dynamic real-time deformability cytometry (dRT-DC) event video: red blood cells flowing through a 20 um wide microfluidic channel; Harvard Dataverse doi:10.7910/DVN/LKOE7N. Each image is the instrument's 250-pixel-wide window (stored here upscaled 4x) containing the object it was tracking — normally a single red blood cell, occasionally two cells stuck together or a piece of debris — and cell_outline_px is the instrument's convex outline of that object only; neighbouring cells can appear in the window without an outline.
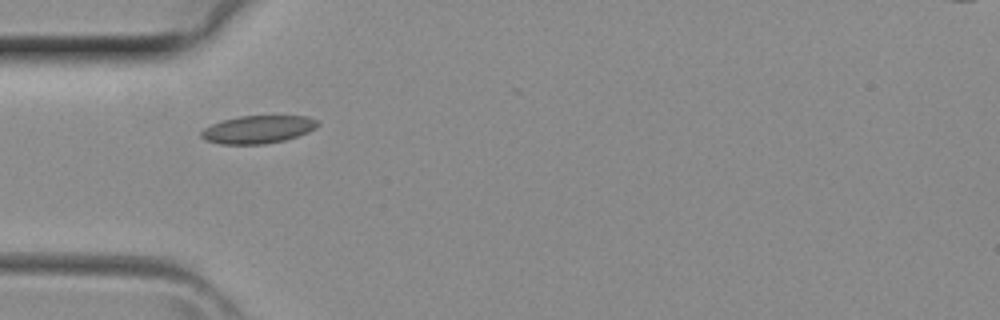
{"species": "common noctule bat (a hibernating species)", "species_latin": "Nyctalus noctula", "temperature_condition": "room temperature", "stored_images_in_passage": 4, "camera_frame_rate_fps": 3000, "um_per_image_px": 0.085, "animal": {"sex": "female", "body_mass_g": 29.2, "forearm_length_mm": 56.3}, "frame": {"image": 1, "passage_image": 3, "time_ms": 0.667, "image_size_px": [1000, 320], "cell_outline_px": [[320, 124], [316, 128], [308, 132], [284, 140], [264, 144], [220, 144], [204, 140], [200, 136], [200, 132], [204, 128], [220, 120], [240, 116], [308, 116], [316, 120]], "centroid_in_image_um": [21.89, 11.0], "position_along_channel_um": 63.1, "area_um2": 18.96}}
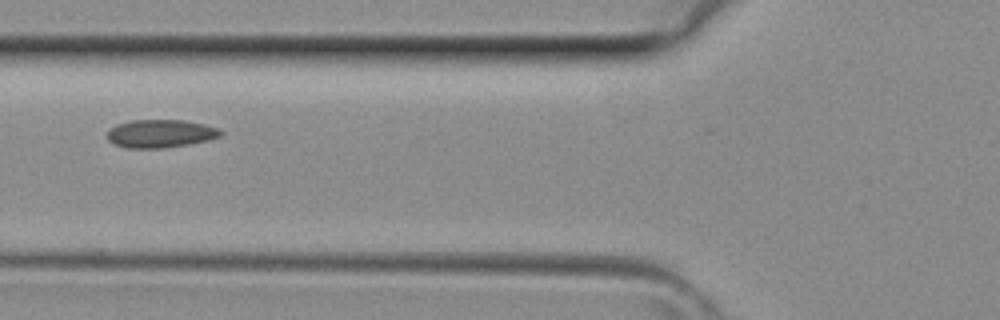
{"frame": {"image": 2, "passage_image": 4, "time_ms": 1.0, "image_size_px": [1000, 320], "cell_outline_px": [[224, 132], [220, 136], [208, 140], [188, 144], [164, 148], [128, 148], [112, 144], [108, 140], [108, 132], [116, 124], [132, 120], [184, 120], [204, 124], [216, 128]], "centroid_in_image_um": [13.63, 11.36], "position_along_channel_um": 112.2, "area_um2": 18.5}}